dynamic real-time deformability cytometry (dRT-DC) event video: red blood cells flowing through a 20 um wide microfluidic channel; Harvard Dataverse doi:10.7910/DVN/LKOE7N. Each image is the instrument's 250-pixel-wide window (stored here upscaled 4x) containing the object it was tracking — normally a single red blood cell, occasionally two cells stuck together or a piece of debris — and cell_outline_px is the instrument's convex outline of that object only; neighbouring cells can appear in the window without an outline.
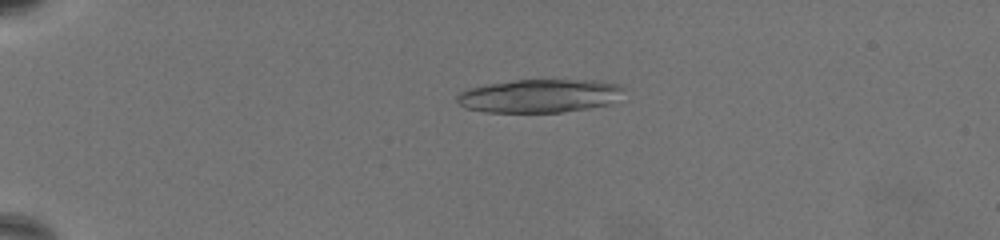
{"species": "common noctule bat (a hibernating species)", "species_latin": "Nyctalus noctula", "temperature_condition": "warm", "stored_images_in_passage": 34, "camera_frame_rate_fps": 3000, "um_per_image_px": 0.085, "animal": {"sex": "female", "body_mass_g": 19.5, "forearm_length_mm": 54.1}, "frame": {"image": 1, "passage_image": 18, "time_ms": 5.667, "image_size_px": [1000, 240], "cell_outline_px": [[624, 88], [608, 104], [560, 112], [484, 112], [464, 108], [456, 100], [456, 96], [460, 92], [468, 88], [488, 84], [512, 80], [604, 80], [620, 84]], "centroid_in_image_um": [45.79, 8.13], "position_along_channel_um": 39.2, "area_um2": 32.25}}